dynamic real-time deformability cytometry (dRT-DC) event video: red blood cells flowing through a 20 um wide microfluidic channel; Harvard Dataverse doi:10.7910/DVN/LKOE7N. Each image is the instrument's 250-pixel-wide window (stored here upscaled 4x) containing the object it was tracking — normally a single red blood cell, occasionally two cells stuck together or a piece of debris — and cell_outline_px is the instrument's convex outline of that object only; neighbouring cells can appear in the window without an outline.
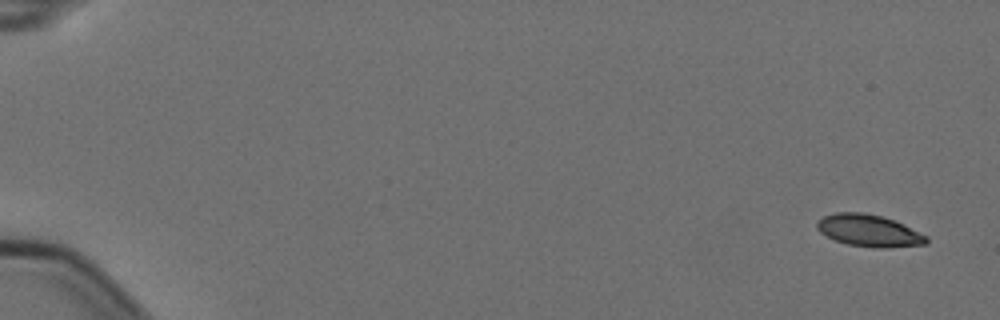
{"species": "Egyptian fruit bat (a non-hibernating species)", "species_latin": "Rousettus aegyptiacus", "temperature_condition": "cold", "stored_images_in_passage": 5, "camera_frame_rate_fps": 3000, "um_per_image_px": 0.085, "animal": {"sex": "female"}, "frame": {"image": 1, "passage_image": 1, "time_ms": 0.0, "image_size_px": [1000, 320], "cell_outline_px": [[928, 244], [888, 248], [872, 248], [848, 244], [836, 240], [820, 232], [816, 228], [816, 224], [824, 216], [836, 212], [864, 212], [880, 216], [904, 224], [928, 236]], "centroid_in_image_um": [73.9, 19.61], "position_along_channel_um": 11.1, "area_um2": 20.4}}
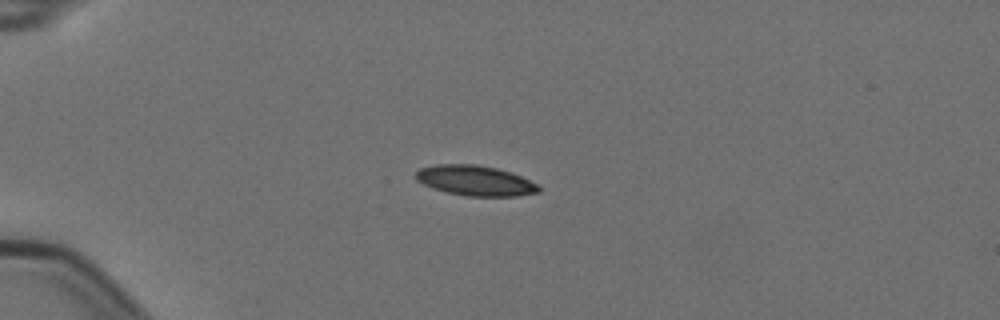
{"frame": {"image": 2, "passage_image": 4, "time_ms": 1.0, "image_size_px": [1000, 320], "cell_outline_px": [[540, 192], [516, 196], [468, 196], [448, 192], [432, 188], [416, 180], [416, 172], [420, 168], [436, 164], [476, 164], [496, 168], [520, 176], [536, 184], [540, 188]], "centroid_in_image_um": [40.37, 15.35], "position_along_channel_um": 44.6, "area_um2": 21.39}}